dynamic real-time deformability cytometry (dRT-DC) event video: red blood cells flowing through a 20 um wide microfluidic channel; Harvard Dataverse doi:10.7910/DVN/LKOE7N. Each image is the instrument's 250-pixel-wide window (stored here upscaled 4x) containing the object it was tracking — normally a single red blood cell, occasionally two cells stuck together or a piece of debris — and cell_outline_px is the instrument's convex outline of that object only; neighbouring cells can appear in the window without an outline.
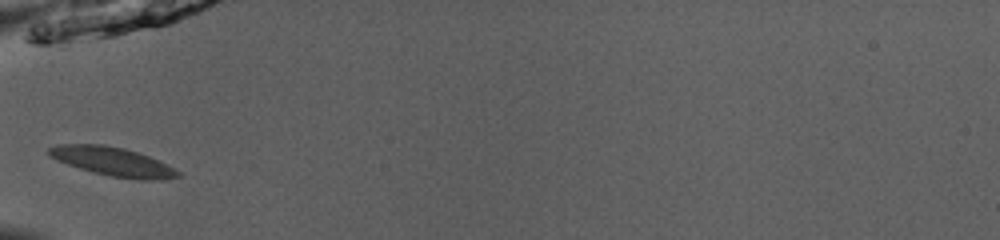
{"species": "common noctule bat (a hibernating species)", "species_latin": "Nyctalus noctula", "temperature_condition": "room temperature", "stored_images_in_passage": 33, "camera_frame_rate_fps": 3000, "um_per_image_px": 0.085, "animal": {"sex": "male", "body_mass_g": 13.0, "forearm_length_mm": 53.1}, "frame": {"image": 1, "passage_image": 1, "time_ms": 0.0, "image_size_px": [1000, 240], "cell_outline_px": [[180, 176], [156, 180], [140, 180], [112, 176], [92, 172], [56, 160], [48, 152], [48, 148], [60, 144], [104, 144], [124, 148], [148, 156], [180, 172]], "centroid_in_image_um": [9.55, 13.73], "position_along_channel_um": 75.5, "area_um2": 21.21}}
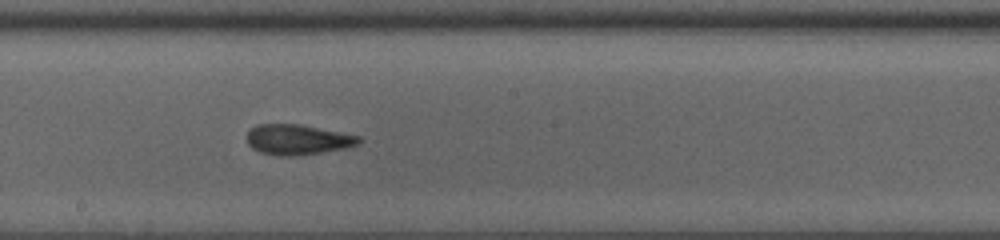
{"frame": {"image": 2, "passage_image": 12, "time_ms": 3.667, "image_size_px": [1000, 240], "cell_outline_px": [[364, 140], [356, 144], [344, 148], [296, 156], [276, 156], [260, 152], [252, 148], [248, 144], [248, 132], [256, 124], [300, 124], [360, 136]], "centroid_in_image_um": [25.28, 11.86], "position_along_channel_um": 222.9, "area_um2": 19.65}}
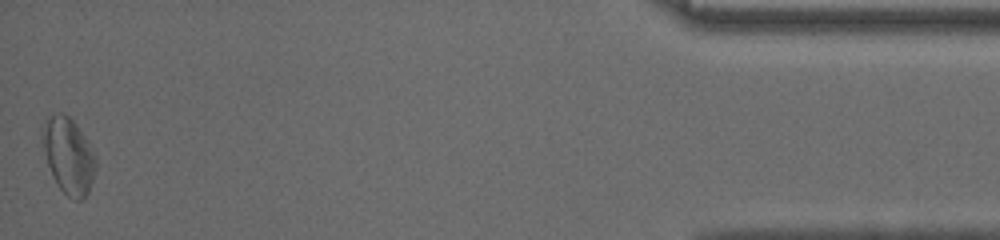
{"frame": {"image": 3, "passage_image": 33, "time_ms": 10.667, "image_size_px": [1000, 240], "cell_outline_px": [[96, 168], [88, 192], [84, 200], [72, 200], [56, 184], [52, 176], [40, 140], [48, 116], [56, 112], [60, 112], [68, 116], [76, 124], [88, 140], [96, 156]], "centroid_in_image_um": [5.83, 13.24], "position_along_channel_um": 429.4, "area_um2": 23.76}, "authors_computed_cell_mechanics": {"area_um2": 20.4612, "velocity_mm_per_s": 3.996, "shape_relaxation_time_tau1_ms": 4.4136, "shape_relaxation_time_tau2_ms": 2.1953, "deformation_change_tau1": 0.1386, "deformation_change_tau2": 0.081}}